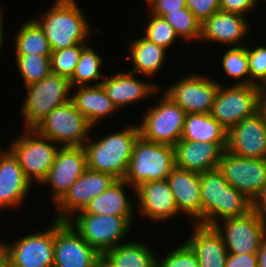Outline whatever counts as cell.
Listing matches in <instances>:
<instances>
[{
  "label": "cell",
  "mask_w": 266,
  "mask_h": 267,
  "mask_svg": "<svg viewBox=\"0 0 266 267\" xmlns=\"http://www.w3.org/2000/svg\"><path fill=\"white\" fill-rule=\"evenodd\" d=\"M33 18L43 30L52 51L87 44L90 24L76 0H54L50 9Z\"/></svg>",
  "instance_id": "6da1fadb"
},
{
  "label": "cell",
  "mask_w": 266,
  "mask_h": 267,
  "mask_svg": "<svg viewBox=\"0 0 266 267\" xmlns=\"http://www.w3.org/2000/svg\"><path fill=\"white\" fill-rule=\"evenodd\" d=\"M124 128L98 140L94 138L91 141L90 135L83 146L87 154L88 169L111 174L116 179H124L135 140L140 135L138 124Z\"/></svg>",
  "instance_id": "7a4b0ae2"
},
{
  "label": "cell",
  "mask_w": 266,
  "mask_h": 267,
  "mask_svg": "<svg viewBox=\"0 0 266 267\" xmlns=\"http://www.w3.org/2000/svg\"><path fill=\"white\" fill-rule=\"evenodd\" d=\"M200 179L202 225L212 227L219 220L244 216L251 211V201L217 169L200 173Z\"/></svg>",
  "instance_id": "3957f363"
},
{
  "label": "cell",
  "mask_w": 266,
  "mask_h": 267,
  "mask_svg": "<svg viewBox=\"0 0 266 267\" xmlns=\"http://www.w3.org/2000/svg\"><path fill=\"white\" fill-rule=\"evenodd\" d=\"M174 168L172 145L149 141L139 135L124 180L136 188L144 182L167 179Z\"/></svg>",
  "instance_id": "277c9868"
},
{
  "label": "cell",
  "mask_w": 266,
  "mask_h": 267,
  "mask_svg": "<svg viewBox=\"0 0 266 267\" xmlns=\"http://www.w3.org/2000/svg\"><path fill=\"white\" fill-rule=\"evenodd\" d=\"M21 104L24 128H34L49 112L71 100L69 79L50 73L41 81L25 87Z\"/></svg>",
  "instance_id": "5b68a950"
},
{
  "label": "cell",
  "mask_w": 266,
  "mask_h": 267,
  "mask_svg": "<svg viewBox=\"0 0 266 267\" xmlns=\"http://www.w3.org/2000/svg\"><path fill=\"white\" fill-rule=\"evenodd\" d=\"M60 146L40 135L33 128H24L15 138L9 150L17 158L25 177L32 183L41 184L46 178Z\"/></svg>",
  "instance_id": "8992f818"
},
{
  "label": "cell",
  "mask_w": 266,
  "mask_h": 267,
  "mask_svg": "<svg viewBox=\"0 0 266 267\" xmlns=\"http://www.w3.org/2000/svg\"><path fill=\"white\" fill-rule=\"evenodd\" d=\"M134 218L122 216L75 214L68 222L101 255L113 249L131 233ZM124 241V242H123Z\"/></svg>",
  "instance_id": "52a82bcc"
},
{
  "label": "cell",
  "mask_w": 266,
  "mask_h": 267,
  "mask_svg": "<svg viewBox=\"0 0 266 267\" xmlns=\"http://www.w3.org/2000/svg\"><path fill=\"white\" fill-rule=\"evenodd\" d=\"M262 109L261 88L255 85L225 86L220 82L210 115L227 131Z\"/></svg>",
  "instance_id": "ba28073f"
},
{
  "label": "cell",
  "mask_w": 266,
  "mask_h": 267,
  "mask_svg": "<svg viewBox=\"0 0 266 267\" xmlns=\"http://www.w3.org/2000/svg\"><path fill=\"white\" fill-rule=\"evenodd\" d=\"M33 129L60 147H68L84 146L93 126L70 100L49 112Z\"/></svg>",
  "instance_id": "9c48e42d"
},
{
  "label": "cell",
  "mask_w": 266,
  "mask_h": 267,
  "mask_svg": "<svg viewBox=\"0 0 266 267\" xmlns=\"http://www.w3.org/2000/svg\"><path fill=\"white\" fill-rule=\"evenodd\" d=\"M160 92L159 103L149 107L138 124L140 135L149 141L174 146L181 139L187 113Z\"/></svg>",
  "instance_id": "30bf717a"
},
{
  "label": "cell",
  "mask_w": 266,
  "mask_h": 267,
  "mask_svg": "<svg viewBox=\"0 0 266 267\" xmlns=\"http://www.w3.org/2000/svg\"><path fill=\"white\" fill-rule=\"evenodd\" d=\"M212 227L221 236L228 253H256L266 239V224L252 210L244 216L221 220Z\"/></svg>",
  "instance_id": "8fae6325"
},
{
  "label": "cell",
  "mask_w": 266,
  "mask_h": 267,
  "mask_svg": "<svg viewBox=\"0 0 266 267\" xmlns=\"http://www.w3.org/2000/svg\"><path fill=\"white\" fill-rule=\"evenodd\" d=\"M217 170L251 202L266 185V159L240 157L225 149Z\"/></svg>",
  "instance_id": "7c38bea8"
},
{
  "label": "cell",
  "mask_w": 266,
  "mask_h": 267,
  "mask_svg": "<svg viewBox=\"0 0 266 267\" xmlns=\"http://www.w3.org/2000/svg\"><path fill=\"white\" fill-rule=\"evenodd\" d=\"M45 231L27 234L13 242H1L9 267H53L54 219Z\"/></svg>",
  "instance_id": "4fadbf2b"
},
{
  "label": "cell",
  "mask_w": 266,
  "mask_h": 267,
  "mask_svg": "<svg viewBox=\"0 0 266 267\" xmlns=\"http://www.w3.org/2000/svg\"><path fill=\"white\" fill-rule=\"evenodd\" d=\"M100 257L68 221L54 220L53 267H98Z\"/></svg>",
  "instance_id": "5bb4252c"
},
{
  "label": "cell",
  "mask_w": 266,
  "mask_h": 267,
  "mask_svg": "<svg viewBox=\"0 0 266 267\" xmlns=\"http://www.w3.org/2000/svg\"><path fill=\"white\" fill-rule=\"evenodd\" d=\"M197 73L186 74L163 93L188 113H210L220 83ZM210 78V79H209Z\"/></svg>",
  "instance_id": "9a60e30c"
},
{
  "label": "cell",
  "mask_w": 266,
  "mask_h": 267,
  "mask_svg": "<svg viewBox=\"0 0 266 267\" xmlns=\"http://www.w3.org/2000/svg\"><path fill=\"white\" fill-rule=\"evenodd\" d=\"M116 180L111 174L87 168L54 205L56 214L53 219L68 221L77 212L83 211L92 199L102 194Z\"/></svg>",
  "instance_id": "2e32d148"
},
{
  "label": "cell",
  "mask_w": 266,
  "mask_h": 267,
  "mask_svg": "<svg viewBox=\"0 0 266 267\" xmlns=\"http://www.w3.org/2000/svg\"><path fill=\"white\" fill-rule=\"evenodd\" d=\"M87 169V154L83 146L60 147L54 163L40 186H51V202L55 205L70 186Z\"/></svg>",
  "instance_id": "e0dca14e"
},
{
  "label": "cell",
  "mask_w": 266,
  "mask_h": 267,
  "mask_svg": "<svg viewBox=\"0 0 266 267\" xmlns=\"http://www.w3.org/2000/svg\"><path fill=\"white\" fill-rule=\"evenodd\" d=\"M226 150L240 157L266 159V113L262 109L227 132Z\"/></svg>",
  "instance_id": "ac0fdd59"
},
{
  "label": "cell",
  "mask_w": 266,
  "mask_h": 267,
  "mask_svg": "<svg viewBox=\"0 0 266 267\" xmlns=\"http://www.w3.org/2000/svg\"><path fill=\"white\" fill-rule=\"evenodd\" d=\"M136 212L152 222H165L181 216L176 206V200L167 179L141 183L135 188ZM138 202V203H137Z\"/></svg>",
  "instance_id": "d6986e66"
},
{
  "label": "cell",
  "mask_w": 266,
  "mask_h": 267,
  "mask_svg": "<svg viewBox=\"0 0 266 267\" xmlns=\"http://www.w3.org/2000/svg\"><path fill=\"white\" fill-rule=\"evenodd\" d=\"M32 186L13 153L0 147V210L21 208Z\"/></svg>",
  "instance_id": "ffe728a7"
},
{
  "label": "cell",
  "mask_w": 266,
  "mask_h": 267,
  "mask_svg": "<svg viewBox=\"0 0 266 267\" xmlns=\"http://www.w3.org/2000/svg\"><path fill=\"white\" fill-rule=\"evenodd\" d=\"M247 19L243 15L219 10L201 23L200 40L227 44L228 48L247 45L243 40L251 28Z\"/></svg>",
  "instance_id": "44dd1931"
},
{
  "label": "cell",
  "mask_w": 266,
  "mask_h": 267,
  "mask_svg": "<svg viewBox=\"0 0 266 267\" xmlns=\"http://www.w3.org/2000/svg\"><path fill=\"white\" fill-rule=\"evenodd\" d=\"M173 148L176 168L203 173L217 169L227 142L179 140Z\"/></svg>",
  "instance_id": "7402d4cb"
},
{
  "label": "cell",
  "mask_w": 266,
  "mask_h": 267,
  "mask_svg": "<svg viewBox=\"0 0 266 267\" xmlns=\"http://www.w3.org/2000/svg\"><path fill=\"white\" fill-rule=\"evenodd\" d=\"M134 73L129 71L116 73L115 75L105 76L101 82L107 96L113 104L119 109L130 106L144 99L160 93L159 85L142 81L133 77Z\"/></svg>",
  "instance_id": "603a6c76"
},
{
  "label": "cell",
  "mask_w": 266,
  "mask_h": 267,
  "mask_svg": "<svg viewBox=\"0 0 266 267\" xmlns=\"http://www.w3.org/2000/svg\"><path fill=\"white\" fill-rule=\"evenodd\" d=\"M167 181L175 197L179 214L194 219V224L202 225L200 173L175 167Z\"/></svg>",
  "instance_id": "cb8c5ba5"
},
{
  "label": "cell",
  "mask_w": 266,
  "mask_h": 267,
  "mask_svg": "<svg viewBox=\"0 0 266 267\" xmlns=\"http://www.w3.org/2000/svg\"><path fill=\"white\" fill-rule=\"evenodd\" d=\"M192 233L184 240L195 252L200 267H226L228 251L213 227L193 223Z\"/></svg>",
  "instance_id": "d4e9b609"
},
{
  "label": "cell",
  "mask_w": 266,
  "mask_h": 267,
  "mask_svg": "<svg viewBox=\"0 0 266 267\" xmlns=\"http://www.w3.org/2000/svg\"><path fill=\"white\" fill-rule=\"evenodd\" d=\"M130 187L135 193V188L131 187L124 179H117L107 190L92 199L83 211L76 214H98L122 216L133 218L136 210V201L130 200L127 196L126 188Z\"/></svg>",
  "instance_id": "484cf974"
},
{
  "label": "cell",
  "mask_w": 266,
  "mask_h": 267,
  "mask_svg": "<svg viewBox=\"0 0 266 267\" xmlns=\"http://www.w3.org/2000/svg\"><path fill=\"white\" fill-rule=\"evenodd\" d=\"M76 89L71 94V101L93 127L112 113L118 112L101 84L77 86Z\"/></svg>",
  "instance_id": "4316f807"
},
{
  "label": "cell",
  "mask_w": 266,
  "mask_h": 267,
  "mask_svg": "<svg viewBox=\"0 0 266 267\" xmlns=\"http://www.w3.org/2000/svg\"><path fill=\"white\" fill-rule=\"evenodd\" d=\"M130 59L133 63L130 71L134 74L142 73L146 78L155 77L164 65L167 56V50L157 44L150 42L144 36L131 40L129 44Z\"/></svg>",
  "instance_id": "83f0119b"
},
{
  "label": "cell",
  "mask_w": 266,
  "mask_h": 267,
  "mask_svg": "<svg viewBox=\"0 0 266 267\" xmlns=\"http://www.w3.org/2000/svg\"><path fill=\"white\" fill-rule=\"evenodd\" d=\"M152 246L130 240L108 250L104 256L116 267H157V253Z\"/></svg>",
  "instance_id": "f1b7e54d"
},
{
  "label": "cell",
  "mask_w": 266,
  "mask_h": 267,
  "mask_svg": "<svg viewBox=\"0 0 266 267\" xmlns=\"http://www.w3.org/2000/svg\"><path fill=\"white\" fill-rule=\"evenodd\" d=\"M227 132L210 113H188L180 140L227 142Z\"/></svg>",
  "instance_id": "f546056e"
},
{
  "label": "cell",
  "mask_w": 266,
  "mask_h": 267,
  "mask_svg": "<svg viewBox=\"0 0 266 267\" xmlns=\"http://www.w3.org/2000/svg\"><path fill=\"white\" fill-rule=\"evenodd\" d=\"M15 55L51 56L52 50L41 27L33 19L25 20L14 35Z\"/></svg>",
  "instance_id": "4dcf8cb0"
},
{
  "label": "cell",
  "mask_w": 266,
  "mask_h": 267,
  "mask_svg": "<svg viewBox=\"0 0 266 267\" xmlns=\"http://www.w3.org/2000/svg\"><path fill=\"white\" fill-rule=\"evenodd\" d=\"M97 53L91 46L86 45L82 49L74 73L69 79L72 89L74 86L100 85L104 80L105 76L101 72L104 60Z\"/></svg>",
  "instance_id": "1f68e13d"
},
{
  "label": "cell",
  "mask_w": 266,
  "mask_h": 267,
  "mask_svg": "<svg viewBox=\"0 0 266 267\" xmlns=\"http://www.w3.org/2000/svg\"><path fill=\"white\" fill-rule=\"evenodd\" d=\"M15 64L24 86L41 81L51 73V56L15 55Z\"/></svg>",
  "instance_id": "d6a6232c"
},
{
  "label": "cell",
  "mask_w": 266,
  "mask_h": 267,
  "mask_svg": "<svg viewBox=\"0 0 266 267\" xmlns=\"http://www.w3.org/2000/svg\"><path fill=\"white\" fill-rule=\"evenodd\" d=\"M221 56L220 61H222L224 72L233 80H239L234 85H250L249 57L246 45L231 47Z\"/></svg>",
  "instance_id": "836d02e7"
},
{
  "label": "cell",
  "mask_w": 266,
  "mask_h": 267,
  "mask_svg": "<svg viewBox=\"0 0 266 267\" xmlns=\"http://www.w3.org/2000/svg\"><path fill=\"white\" fill-rule=\"evenodd\" d=\"M174 29L176 35L185 40L192 41L201 36V23L198 19L186 8L179 11L171 12L163 17Z\"/></svg>",
  "instance_id": "e575fe53"
},
{
  "label": "cell",
  "mask_w": 266,
  "mask_h": 267,
  "mask_svg": "<svg viewBox=\"0 0 266 267\" xmlns=\"http://www.w3.org/2000/svg\"><path fill=\"white\" fill-rule=\"evenodd\" d=\"M87 44H76L51 53V73L70 79L77 66L80 53Z\"/></svg>",
  "instance_id": "d590c367"
},
{
  "label": "cell",
  "mask_w": 266,
  "mask_h": 267,
  "mask_svg": "<svg viewBox=\"0 0 266 267\" xmlns=\"http://www.w3.org/2000/svg\"><path fill=\"white\" fill-rule=\"evenodd\" d=\"M151 17L146 24V31L142 34L150 42L168 50L179 39L173 27L163 18L150 13Z\"/></svg>",
  "instance_id": "8d00e7d4"
},
{
  "label": "cell",
  "mask_w": 266,
  "mask_h": 267,
  "mask_svg": "<svg viewBox=\"0 0 266 267\" xmlns=\"http://www.w3.org/2000/svg\"><path fill=\"white\" fill-rule=\"evenodd\" d=\"M162 257L158 259L157 255V267H200L195 252L185 241Z\"/></svg>",
  "instance_id": "74e56055"
},
{
  "label": "cell",
  "mask_w": 266,
  "mask_h": 267,
  "mask_svg": "<svg viewBox=\"0 0 266 267\" xmlns=\"http://www.w3.org/2000/svg\"><path fill=\"white\" fill-rule=\"evenodd\" d=\"M250 85L262 88L266 85V46L259 45L250 49L248 44Z\"/></svg>",
  "instance_id": "f35d334b"
},
{
  "label": "cell",
  "mask_w": 266,
  "mask_h": 267,
  "mask_svg": "<svg viewBox=\"0 0 266 267\" xmlns=\"http://www.w3.org/2000/svg\"><path fill=\"white\" fill-rule=\"evenodd\" d=\"M186 7L202 23L220 10V0H186Z\"/></svg>",
  "instance_id": "ab89813d"
},
{
  "label": "cell",
  "mask_w": 266,
  "mask_h": 267,
  "mask_svg": "<svg viewBox=\"0 0 266 267\" xmlns=\"http://www.w3.org/2000/svg\"><path fill=\"white\" fill-rule=\"evenodd\" d=\"M146 2L151 14L159 17L186 8V0H146Z\"/></svg>",
  "instance_id": "60d3db41"
},
{
  "label": "cell",
  "mask_w": 266,
  "mask_h": 267,
  "mask_svg": "<svg viewBox=\"0 0 266 267\" xmlns=\"http://www.w3.org/2000/svg\"><path fill=\"white\" fill-rule=\"evenodd\" d=\"M258 2L259 0H220V10L246 17L249 11L255 10Z\"/></svg>",
  "instance_id": "b9f144b4"
},
{
  "label": "cell",
  "mask_w": 266,
  "mask_h": 267,
  "mask_svg": "<svg viewBox=\"0 0 266 267\" xmlns=\"http://www.w3.org/2000/svg\"><path fill=\"white\" fill-rule=\"evenodd\" d=\"M226 267H258L257 254L228 253Z\"/></svg>",
  "instance_id": "7bdbcfd3"
},
{
  "label": "cell",
  "mask_w": 266,
  "mask_h": 267,
  "mask_svg": "<svg viewBox=\"0 0 266 267\" xmlns=\"http://www.w3.org/2000/svg\"><path fill=\"white\" fill-rule=\"evenodd\" d=\"M251 210L266 224V185L252 200Z\"/></svg>",
  "instance_id": "ee69618b"
},
{
  "label": "cell",
  "mask_w": 266,
  "mask_h": 267,
  "mask_svg": "<svg viewBox=\"0 0 266 267\" xmlns=\"http://www.w3.org/2000/svg\"><path fill=\"white\" fill-rule=\"evenodd\" d=\"M256 254L258 258V267H266V239L262 242Z\"/></svg>",
  "instance_id": "f6af8a7d"
},
{
  "label": "cell",
  "mask_w": 266,
  "mask_h": 267,
  "mask_svg": "<svg viewBox=\"0 0 266 267\" xmlns=\"http://www.w3.org/2000/svg\"><path fill=\"white\" fill-rule=\"evenodd\" d=\"M0 267H9L6 251L0 241Z\"/></svg>",
  "instance_id": "bcb514c9"
},
{
  "label": "cell",
  "mask_w": 266,
  "mask_h": 267,
  "mask_svg": "<svg viewBox=\"0 0 266 267\" xmlns=\"http://www.w3.org/2000/svg\"><path fill=\"white\" fill-rule=\"evenodd\" d=\"M3 11H2V9H0V52L2 51L1 50V48H2V46H3V44H4V29H3V21H5V20H3Z\"/></svg>",
  "instance_id": "7dc6e473"
},
{
  "label": "cell",
  "mask_w": 266,
  "mask_h": 267,
  "mask_svg": "<svg viewBox=\"0 0 266 267\" xmlns=\"http://www.w3.org/2000/svg\"><path fill=\"white\" fill-rule=\"evenodd\" d=\"M98 267H116L104 255H101Z\"/></svg>",
  "instance_id": "c3c4849f"
},
{
  "label": "cell",
  "mask_w": 266,
  "mask_h": 267,
  "mask_svg": "<svg viewBox=\"0 0 266 267\" xmlns=\"http://www.w3.org/2000/svg\"><path fill=\"white\" fill-rule=\"evenodd\" d=\"M262 110L266 113V85L261 88Z\"/></svg>",
  "instance_id": "681fc988"
}]
</instances>
